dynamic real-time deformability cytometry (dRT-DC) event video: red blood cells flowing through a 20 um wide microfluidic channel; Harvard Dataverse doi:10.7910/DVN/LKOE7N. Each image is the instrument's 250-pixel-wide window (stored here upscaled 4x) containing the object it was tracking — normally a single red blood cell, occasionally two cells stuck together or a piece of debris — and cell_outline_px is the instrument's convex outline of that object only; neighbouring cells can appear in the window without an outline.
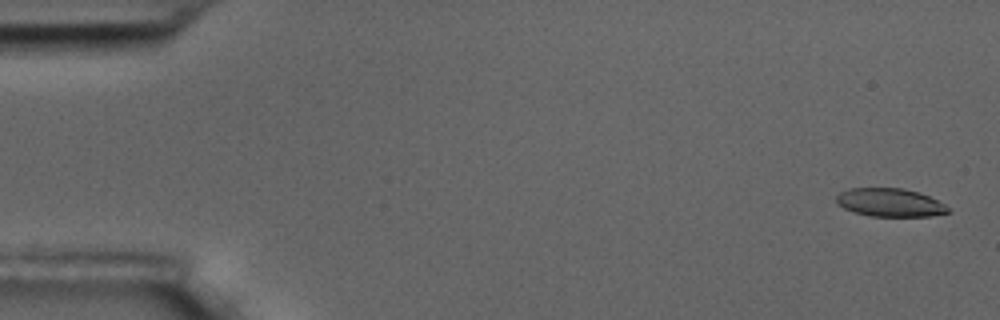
{"species": "common noctule bat (a hibernating species)", "species_latin": "Nyctalus noctula", "temperature_condition": "room temperature", "stored_images_in_passage": 5, "camera_frame_rate_fps": 3000, "um_per_image_px": 0.085, "animal": {"sex": "male", "body_mass_g": 17.5, "forearm_length_mm": 52.3}, "frame": {"image": 1, "passage_image": 1, "time_ms": 0.0, "image_size_px": [1000, 320], "cell_outline_px": [[952, 212], [932, 216], [872, 216], [852, 212], [836, 204], [836, 196], [840, 192], [848, 188], [904, 188], [920, 192], [944, 204]], "centroid_in_image_um": [75.63, 17.21], "position_along_channel_um": 9.4, "area_um2": 18.55}}
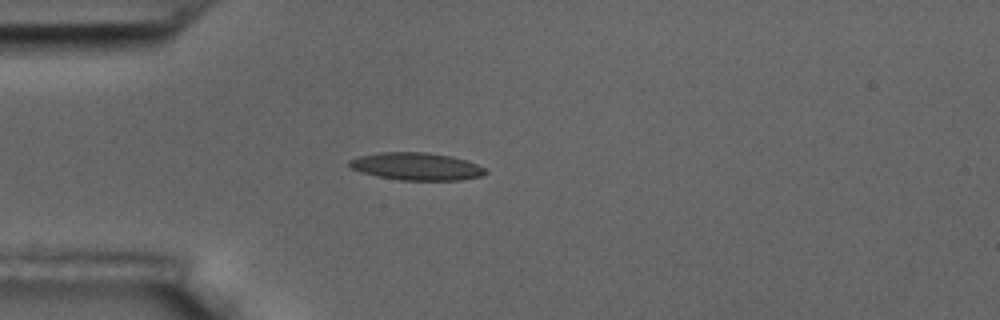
{"frame": {"image": 2, "passage_image": 4, "time_ms": 1.0, "image_size_px": [1000, 320], "cell_outline_px": [[488, 172], [484, 176], [460, 180], [400, 180], [376, 176], [352, 168], [348, 164], [348, 160], [360, 156], [380, 152], [428, 152], [452, 156], [476, 164], [484, 168]], "centroid_in_image_um": [35.42, 14.14], "position_along_channel_um": 49.6, "area_um2": 21.79}}